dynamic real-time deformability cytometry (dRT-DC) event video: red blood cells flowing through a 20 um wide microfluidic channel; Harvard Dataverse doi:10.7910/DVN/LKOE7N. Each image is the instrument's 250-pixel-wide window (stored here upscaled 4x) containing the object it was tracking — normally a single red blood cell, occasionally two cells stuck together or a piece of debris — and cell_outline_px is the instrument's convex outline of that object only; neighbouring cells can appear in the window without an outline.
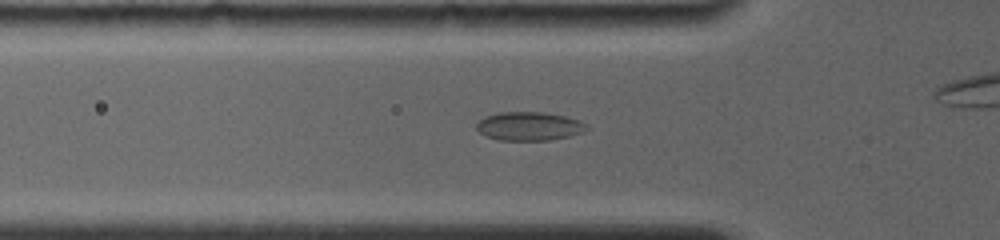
{"species": "common noctule bat (a hibernating species)", "species_latin": "Nyctalus noctula", "temperature_condition": "room temperature", "stored_images_in_passage": 52, "segment_of_instrument_passage": [1, 2], "camera_frame_rate_fps": 4000, "um_per_image_px": 0.085, "animal": {"sex": "female", "body_mass_g": 19.0, "forearm_length_mm": 56.7}, "frame": {"image": 1, "passage_image": 16, "time_ms": 5.25, "image_size_px": [1000, 240], "cell_outline_px": [[588, 128], [584, 132], [568, 136], [548, 140], [500, 140], [488, 136], [480, 132], [476, 128], [476, 124], [484, 116], [500, 112], [544, 112], [564, 116], [580, 120], [588, 124]], "centroid_in_image_um": [45.0, 10.72], "position_along_channel_um": 80.8, "area_um2": 18.32}}
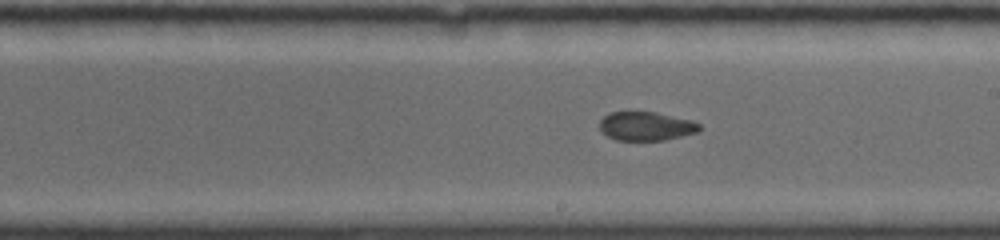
{"frame": {"image": 2, "passage_image": 33, "time_ms": 9.25, "image_size_px": [1000, 240], "cell_outline_px": [[700, 132], [664, 140], [616, 140], [608, 136], [600, 128], [600, 120], [608, 112], [656, 112], [692, 120], [700, 124]], "centroid_in_image_um": [54.94, 10.72], "position_along_channel_um": 234.1, "area_um2": 16.76}}
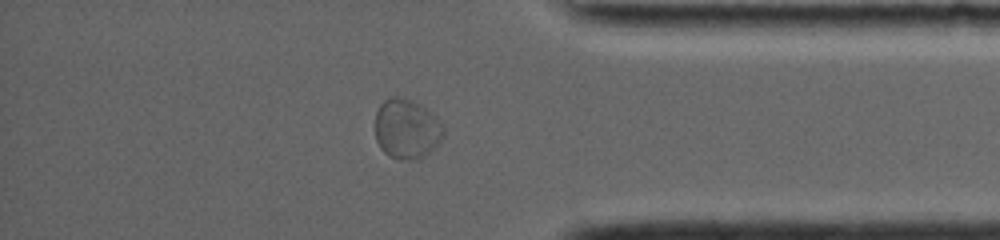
{"frame": {"image": 3, "passage_image": 48, "time_ms": 13.75, "image_size_px": [1000, 240], "cell_outline_px": [[444, 136], [420, 160], [400, 160], [388, 156], [380, 148], [376, 140], [376, 112], [380, 104], [384, 100], [392, 96], [396, 96], [420, 104], [436, 116], [444, 124]], "centroid_in_image_um": [34.57, 10.97], "position_along_channel_um": 400.6, "area_um2": 23.93}}